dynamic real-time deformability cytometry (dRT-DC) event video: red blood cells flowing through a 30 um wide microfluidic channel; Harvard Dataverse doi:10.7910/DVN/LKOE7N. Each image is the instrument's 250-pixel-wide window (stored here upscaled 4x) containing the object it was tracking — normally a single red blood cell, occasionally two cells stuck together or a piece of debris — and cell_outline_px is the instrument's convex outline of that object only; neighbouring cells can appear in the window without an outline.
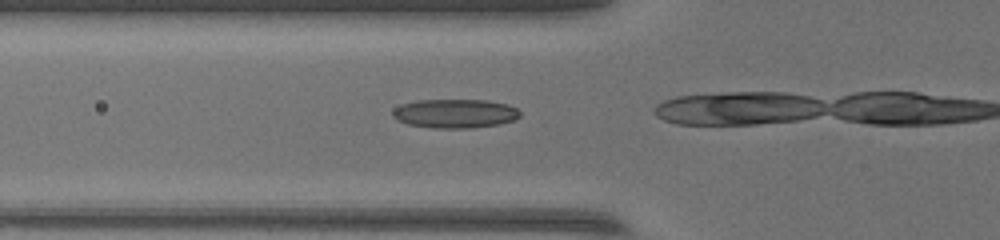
{"species": "common noctule bat (a hibernating species)", "species_latin": "Nyctalus noctula", "temperature_condition": "warm", "stored_images_in_passage": 8, "camera_frame_rate_fps": 3000, "um_per_image_px": 0.085, "animal": {"sex": "female", "body_mass_g": 17.0, "forearm_length_mm": 48.0}, "frame": {"image": 1, "passage_image": 2, "time_ms": 0.333, "image_size_px": [1000, 240], "cell_outline_px": [[520, 116], [516, 120], [496, 124], [468, 128], [432, 128], [408, 124], [396, 120], [392, 116], [392, 112], [396, 108], [404, 104], [416, 100], [488, 100], [508, 104], [516, 108], [520, 112]], "centroid_in_image_um": [38.68, 9.65], "position_along_channel_um": 87.1, "area_um2": 21.44}}